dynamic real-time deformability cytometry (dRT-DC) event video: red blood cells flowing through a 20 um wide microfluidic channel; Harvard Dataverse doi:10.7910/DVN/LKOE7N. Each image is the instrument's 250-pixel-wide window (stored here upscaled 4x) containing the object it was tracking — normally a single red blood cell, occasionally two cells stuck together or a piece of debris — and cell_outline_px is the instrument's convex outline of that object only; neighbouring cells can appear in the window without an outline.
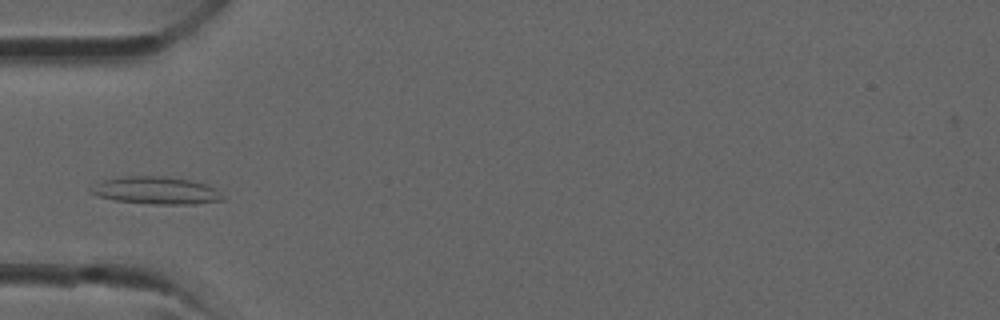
{"species": "common noctule bat (a hibernating species)", "species_latin": "Nyctalus noctula", "temperature_condition": "room temperature", "stored_images_in_passage": 31, "camera_frame_rate_fps": 3000, "um_per_image_px": 0.085, "animal": {"sex": "male", "forearm_length_mm": 52.5}, "frame": {"image": 1, "passage_image": 7, "time_ms": 2.0, "image_size_px": [1000, 320], "cell_outline_px": [[224, 200], [192, 204], [152, 204], [116, 200], [96, 196], [88, 192], [88, 188], [100, 180], [124, 176], [164, 176], [188, 180], [204, 184], [216, 188], [224, 196]], "centroid_in_image_um": [13.21, 16.19], "position_along_channel_um": 71.8, "area_um2": 21.21}}
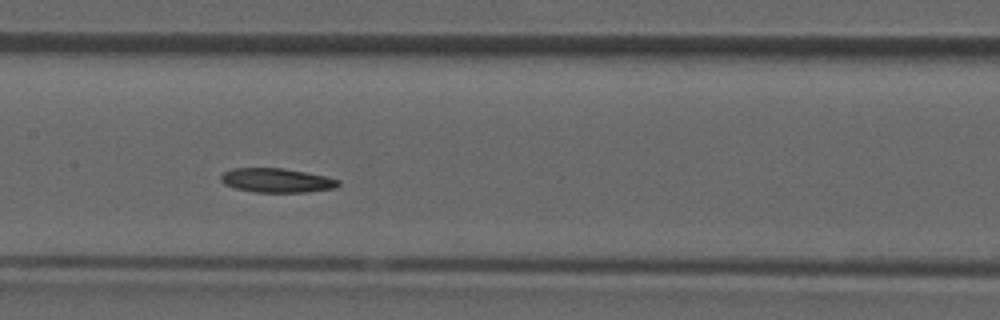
{"frame": {"image": 2, "passage_image": 13, "time_ms": 4.0, "image_size_px": [1000, 320], "cell_outline_px": [[340, 184], [332, 188], [304, 192], [256, 192], [236, 188], [224, 184], [220, 180], [220, 176], [224, 172], [232, 168], [284, 168], [324, 176], [340, 180]], "centroid_in_image_um": [23.47, 15.32], "position_along_channel_um": 183.9, "area_um2": 16.36}}
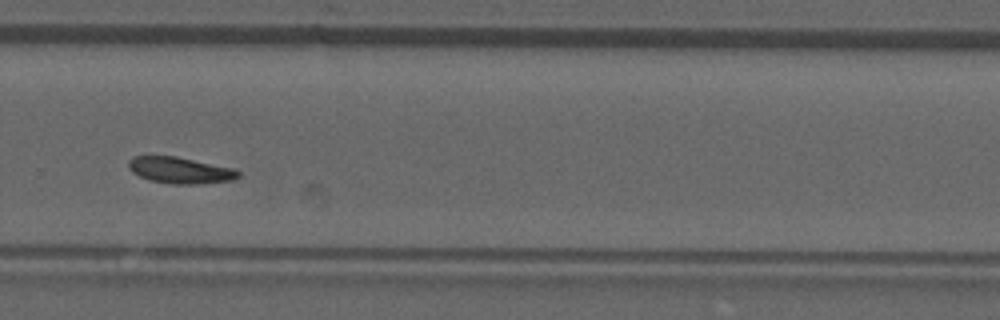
{"frame": {"image": 3, "passage_image": 20, "time_ms": 6.333, "image_size_px": [1000, 320], "cell_outline_px": [[240, 176], [232, 180], [196, 184], [172, 184], [148, 180], [132, 172], [128, 168], [128, 160], [132, 156], [176, 156], [236, 168], [240, 172]], "centroid_in_image_um": [15.31, 14.47], "position_along_channel_um": 314.5, "area_um2": 17.05}}